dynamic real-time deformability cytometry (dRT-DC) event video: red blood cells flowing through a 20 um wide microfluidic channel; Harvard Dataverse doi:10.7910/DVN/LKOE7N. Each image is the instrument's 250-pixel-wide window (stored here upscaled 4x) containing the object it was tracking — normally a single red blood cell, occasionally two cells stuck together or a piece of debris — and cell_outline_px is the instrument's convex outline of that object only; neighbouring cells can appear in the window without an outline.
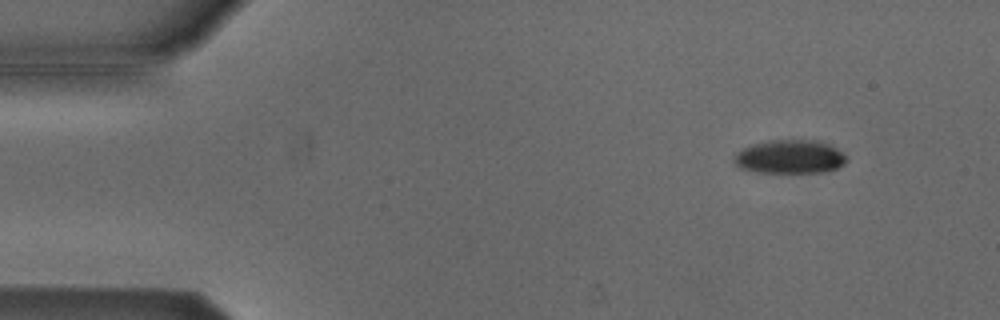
{"species": "Egyptian fruit bat (a non-hibernating species)", "species_latin": "Rousettus aegyptiacus", "temperature_condition": "cold", "stored_images_in_passage": 53, "camera_frame_rate_fps": 3000, "um_per_image_px": 0.085, "animal": {"sex": "male"}, "frame": {"image": 1, "passage_image": 5, "time_ms": 1.333, "image_size_px": [1000, 320], "cell_outline_px": [[848, 160], [844, 164], [836, 168], [824, 172], [756, 172], [740, 168], [732, 160], [736, 152], [752, 144], [768, 140], [816, 140], [828, 144], [836, 148]], "centroid_in_image_um": [67.1, 13.32], "position_along_channel_um": 17.9, "area_um2": 21.96}}
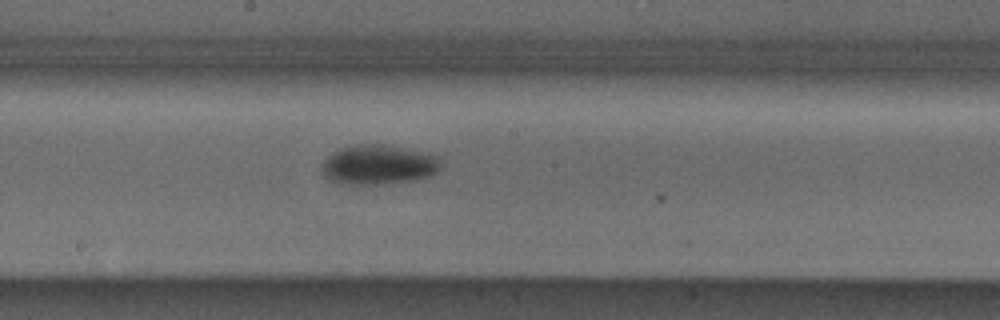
{"frame": {"image": 2, "passage_image": 28, "time_ms": 9.0, "image_size_px": [1000, 320], "cell_outline_px": [[440, 168], [432, 176], [416, 180], [380, 184], [340, 184], [328, 180], [320, 172], [320, 164], [332, 152], [340, 148], [356, 144], [384, 144], [404, 148], [436, 156], [440, 164]], "centroid_in_image_um": [32.09, 14.01], "position_along_channel_um": 216.1, "area_um2": 27.74}}
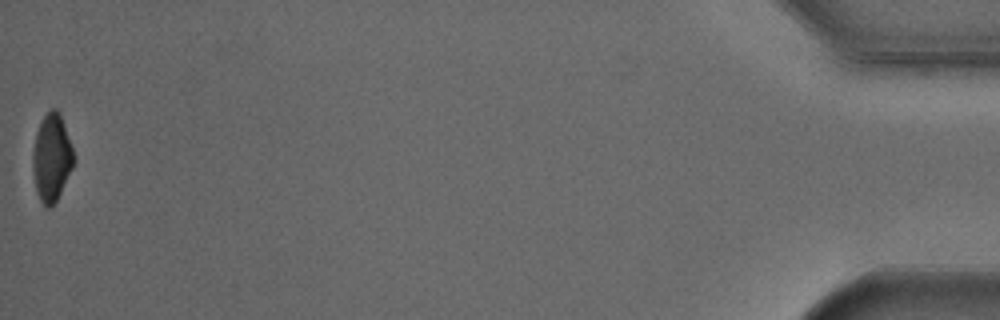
{"frame": {"image": 3, "passage_image": 53, "time_ms": 17.333, "image_size_px": [1000, 320], "cell_outline_px": [[76, 160], [56, 200], [48, 208], [44, 208], [36, 192], [32, 168], [32, 156], [36, 132], [44, 116], [52, 108], [56, 108], [60, 112]], "centroid_in_image_um": [4.38, 13.41], "position_along_channel_um": 430.8, "area_um2": 20.75}, "authors_computed_cell_mechanics": {"area_um2": 24.1604, "velocity_mm_per_s": 3.8194, "shape_relaxation_time_tau1_ms": 2.7675, "shape_relaxation_time_tau2_ms": null, "deformation_change_tau1": 0.1103, "deformation_change_tau2": null}}